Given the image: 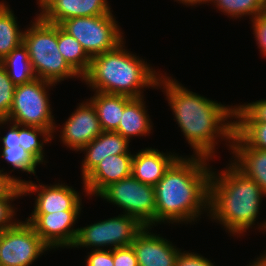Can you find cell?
Wrapping results in <instances>:
<instances>
[{
  "label": "cell",
  "instance_id": "277c9868",
  "mask_svg": "<svg viewBox=\"0 0 266 266\" xmlns=\"http://www.w3.org/2000/svg\"><path fill=\"white\" fill-rule=\"evenodd\" d=\"M125 43L91 58L90 68L82 77L89 89L131 98L145 96L146 88L156 89L160 70L128 51Z\"/></svg>",
  "mask_w": 266,
  "mask_h": 266
},
{
  "label": "cell",
  "instance_id": "74e56055",
  "mask_svg": "<svg viewBox=\"0 0 266 266\" xmlns=\"http://www.w3.org/2000/svg\"><path fill=\"white\" fill-rule=\"evenodd\" d=\"M247 266H266V252L263 251V254L255 258L253 262H251Z\"/></svg>",
  "mask_w": 266,
  "mask_h": 266
},
{
  "label": "cell",
  "instance_id": "cb8c5ba5",
  "mask_svg": "<svg viewBox=\"0 0 266 266\" xmlns=\"http://www.w3.org/2000/svg\"><path fill=\"white\" fill-rule=\"evenodd\" d=\"M58 49L68 64L83 77L89 70L91 58L80 42L58 25Z\"/></svg>",
  "mask_w": 266,
  "mask_h": 266
},
{
  "label": "cell",
  "instance_id": "4fadbf2b",
  "mask_svg": "<svg viewBox=\"0 0 266 266\" xmlns=\"http://www.w3.org/2000/svg\"><path fill=\"white\" fill-rule=\"evenodd\" d=\"M55 125V131L59 128L60 140L72 151L79 152L85 145L93 141L103 131L92 103L86 101L78 104L77 108L72 112L63 126Z\"/></svg>",
  "mask_w": 266,
  "mask_h": 266
},
{
  "label": "cell",
  "instance_id": "7c38bea8",
  "mask_svg": "<svg viewBox=\"0 0 266 266\" xmlns=\"http://www.w3.org/2000/svg\"><path fill=\"white\" fill-rule=\"evenodd\" d=\"M22 197L35 196L34 211L31 214H51L61 211H82L81 194L66 183L50 185L39 184L32 180L26 181L22 186ZM35 192V193H34ZM28 194V195H27ZM27 195V196H26Z\"/></svg>",
  "mask_w": 266,
  "mask_h": 266
},
{
  "label": "cell",
  "instance_id": "e0dca14e",
  "mask_svg": "<svg viewBox=\"0 0 266 266\" xmlns=\"http://www.w3.org/2000/svg\"><path fill=\"white\" fill-rule=\"evenodd\" d=\"M179 156L175 152L143 148L133 155L131 175L141 183L155 186Z\"/></svg>",
  "mask_w": 266,
  "mask_h": 266
},
{
  "label": "cell",
  "instance_id": "d6a6232c",
  "mask_svg": "<svg viewBox=\"0 0 266 266\" xmlns=\"http://www.w3.org/2000/svg\"><path fill=\"white\" fill-rule=\"evenodd\" d=\"M254 38L260 53L266 56V10L251 20Z\"/></svg>",
  "mask_w": 266,
  "mask_h": 266
},
{
  "label": "cell",
  "instance_id": "7a4b0ae2",
  "mask_svg": "<svg viewBox=\"0 0 266 266\" xmlns=\"http://www.w3.org/2000/svg\"><path fill=\"white\" fill-rule=\"evenodd\" d=\"M209 161L200 156L181 155L165 171L154 186L156 226L192 224L200 220L201 214L209 216V180L213 168Z\"/></svg>",
  "mask_w": 266,
  "mask_h": 266
},
{
  "label": "cell",
  "instance_id": "8d00e7d4",
  "mask_svg": "<svg viewBox=\"0 0 266 266\" xmlns=\"http://www.w3.org/2000/svg\"><path fill=\"white\" fill-rule=\"evenodd\" d=\"M5 125L8 127V132L6 131L4 136H0L2 146H20L19 125L6 119H0V128L3 129Z\"/></svg>",
  "mask_w": 266,
  "mask_h": 266
},
{
  "label": "cell",
  "instance_id": "e575fe53",
  "mask_svg": "<svg viewBox=\"0 0 266 266\" xmlns=\"http://www.w3.org/2000/svg\"><path fill=\"white\" fill-rule=\"evenodd\" d=\"M85 266H114L113 250H92L85 256Z\"/></svg>",
  "mask_w": 266,
  "mask_h": 266
},
{
  "label": "cell",
  "instance_id": "d4e9b609",
  "mask_svg": "<svg viewBox=\"0 0 266 266\" xmlns=\"http://www.w3.org/2000/svg\"><path fill=\"white\" fill-rule=\"evenodd\" d=\"M20 146L25 149L40 165H46L45 145L51 143L54 136L49 130L34 126L19 125ZM40 138V139H39ZM41 138H43L41 140Z\"/></svg>",
  "mask_w": 266,
  "mask_h": 266
},
{
  "label": "cell",
  "instance_id": "ac0fdd59",
  "mask_svg": "<svg viewBox=\"0 0 266 266\" xmlns=\"http://www.w3.org/2000/svg\"><path fill=\"white\" fill-rule=\"evenodd\" d=\"M129 141L116 131H103L93 141L85 145L79 152H84L81 165L82 180L109 155L131 153Z\"/></svg>",
  "mask_w": 266,
  "mask_h": 266
},
{
  "label": "cell",
  "instance_id": "3957f363",
  "mask_svg": "<svg viewBox=\"0 0 266 266\" xmlns=\"http://www.w3.org/2000/svg\"><path fill=\"white\" fill-rule=\"evenodd\" d=\"M224 170H211L209 180V219L224 226L229 236H243L257 223L266 232V221L256 222L266 194L231 162ZM217 172V173H216ZM259 214V215H258Z\"/></svg>",
  "mask_w": 266,
  "mask_h": 266
},
{
  "label": "cell",
  "instance_id": "83f0119b",
  "mask_svg": "<svg viewBox=\"0 0 266 266\" xmlns=\"http://www.w3.org/2000/svg\"><path fill=\"white\" fill-rule=\"evenodd\" d=\"M234 132L249 147L266 151V122H235Z\"/></svg>",
  "mask_w": 266,
  "mask_h": 266
},
{
  "label": "cell",
  "instance_id": "484cf974",
  "mask_svg": "<svg viewBox=\"0 0 266 266\" xmlns=\"http://www.w3.org/2000/svg\"><path fill=\"white\" fill-rule=\"evenodd\" d=\"M206 3L215 5L219 12L236 20L245 16H251L249 19L252 20L266 10V0H207Z\"/></svg>",
  "mask_w": 266,
  "mask_h": 266
},
{
  "label": "cell",
  "instance_id": "52a82bcc",
  "mask_svg": "<svg viewBox=\"0 0 266 266\" xmlns=\"http://www.w3.org/2000/svg\"><path fill=\"white\" fill-rule=\"evenodd\" d=\"M118 24L111 12L99 16L69 18L59 26L76 38L92 58L117 48L125 40Z\"/></svg>",
  "mask_w": 266,
  "mask_h": 266
},
{
  "label": "cell",
  "instance_id": "6da1fadb",
  "mask_svg": "<svg viewBox=\"0 0 266 266\" xmlns=\"http://www.w3.org/2000/svg\"><path fill=\"white\" fill-rule=\"evenodd\" d=\"M166 75V72L165 75L161 73L156 89L162 87L174 121L193 149L192 156L213 160L217 156L215 149H218L216 146L220 141H225L230 151L235 129V106L218 103L190 91L179 81Z\"/></svg>",
  "mask_w": 266,
  "mask_h": 266
},
{
  "label": "cell",
  "instance_id": "d6986e66",
  "mask_svg": "<svg viewBox=\"0 0 266 266\" xmlns=\"http://www.w3.org/2000/svg\"><path fill=\"white\" fill-rule=\"evenodd\" d=\"M230 162L246 177L254 180L266 194V151L249 147L235 132Z\"/></svg>",
  "mask_w": 266,
  "mask_h": 266
},
{
  "label": "cell",
  "instance_id": "5b68a950",
  "mask_svg": "<svg viewBox=\"0 0 266 266\" xmlns=\"http://www.w3.org/2000/svg\"><path fill=\"white\" fill-rule=\"evenodd\" d=\"M25 28L26 46L36 78L59 84L68 78L82 77L68 64L58 49V25L44 21L38 13Z\"/></svg>",
  "mask_w": 266,
  "mask_h": 266
},
{
  "label": "cell",
  "instance_id": "2e32d148",
  "mask_svg": "<svg viewBox=\"0 0 266 266\" xmlns=\"http://www.w3.org/2000/svg\"><path fill=\"white\" fill-rule=\"evenodd\" d=\"M133 154L109 155L83 179L85 197L96 196L104 187L131 176Z\"/></svg>",
  "mask_w": 266,
  "mask_h": 266
},
{
  "label": "cell",
  "instance_id": "ffe728a7",
  "mask_svg": "<svg viewBox=\"0 0 266 266\" xmlns=\"http://www.w3.org/2000/svg\"><path fill=\"white\" fill-rule=\"evenodd\" d=\"M144 98L146 97L131 98L126 103L118 128L115 130L129 141L133 137L150 136L153 131V123Z\"/></svg>",
  "mask_w": 266,
  "mask_h": 266
},
{
  "label": "cell",
  "instance_id": "f1b7e54d",
  "mask_svg": "<svg viewBox=\"0 0 266 266\" xmlns=\"http://www.w3.org/2000/svg\"><path fill=\"white\" fill-rule=\"evenodd\" d=\"M235 122H266V99L235 104Z\"/></svg>",
  "mask_w": 266,
  "mask_h": 266
},
{
  "label": "cell",
  "instance_id": "603a6c76",
  "mask_svg": "<svg viewBox=\"0 0 266 266\" xmlns=\"http://www.w3.org/2000/svg\"><path fill=\"white\" fill-rule=\"evenodd\" d=\"M0 64L6 69L9 78L16 86L29 83L36 78L27 48L23 43L14 48L0 61Z\"/></svg>",
  "mask_w": 266,
  "mask_h": 266
},
{
  "label": "cell",
  "instance_id": "9c48e42d",
  "mask_svg": "<svg viewBox=\"0 0 266 266\" xmlns=\"http://www.w3.org/2000/svg\"><path fill=\"white\" fill-rule=\"evenodd\" d=\"M135 217L119 214L90 225L78 227L73 248H92V250L131 246L136 235L144 228Z\"/></svg>",
  "mask_w": 266,
  "mask_h": 266
},
{
  "label": "cell",
  "instance_id": "8992f818",
  "mask_svg": "<svg viewBox=\"0 0 266 266\" xmlns=\"http://www.w3.org/2000/svg\"><path fill=\"white\" fill-rule=\"evenodd\" d=\"M52 86L56 87V84L39 78L17 85L6 120L18 125L47 129L54 134L56 122L48 93Z\"/></svg>",
  "mask_w": 266,
  "mask_h": 266
},
{
  "label": "cell",
  "instance_id": "4dcf8cb0",
  "mask_svg": "<svg viewBox=\"0 0 266 266\" xmlns=\"http://www.w3.org/2000/svg\"><path fill=\"white\" fill-rule=\"evenodd\" d=\"M21 177L9 175L8 172H4V169H0V199H18L22 194L21 186L26 182Z\"/></svg>",
  "mask_w": 266,
  "mask_h": 266
},
{
  "label": "cell",
  "instance_id": "4316f807",
  "mask_svg": "<svg viewBox=\"0 0 266 266\" xmlns=\"http://www.w3.org/2000/svg\"><path fill=\"white\" fill-rule=\"evenodd\" d=\"M0 158L2 157L10 167H13L11 171L8 172L9 175L12 171H21L27 174H32L36 176L37 166L40 165L25 149L21 146H2L0 148Z\"/></svg>",
  "mask_w": 266,
  "mask_h": 266
},
{
  "label": "cell",
  "instance_id": "9a60e30c",
  "mask_svg": "<svg viewBox=\"0 0 266 266\" xmlns=\"http://www.w3.org/2000/svg\"><path fill=\"white\" fill-rule=\"evenodd\" d=\"M39 16L46 22L59 25L75 17L110 14L111 5L107 0H39Z\"/></svg>",
  "mask_w": 266,
  "mask_h": 266
},
{
  "label": "cell",
  "instance_id": "ba28073f",
  "mask_svg": "<svg viewBox=\"0 0 266 266\" xmlns=\"http://www.w3.org/2000/svg\"><path fill=\"white\" fill-rule=\"evenodd\" d=\"M95 197L119 207L123 214L135 217L143 226L156 227L154 186L141 183L132 175L108 184Z\"/></svg>",
  "mask_w": 266,
  "mask_h": 266
},
{
  "label": "cell",
  "instance_id": "f546056e",
  "mask_svg": "<svg viewBox=\"0 0 266 266\" xmlns=\"http://www.w3.org/2000/svg\"><path fill=\"white\" fill-rule=\"evenodd\" d=\"M15 87L6 69L0 64V119H6L9 116Z\"/></svg>",
  "mask_w": 266,
  "mask_h": 266
},
{
  "label": "cell",
  "instance_id": "f35d334b",
  "mask_svg": "<svg viewBox=\"0 0 266 266\" xmlns=\"http://www.w3.org/2000/svg\"><path fill=\"white\" fill-rule=\"evenodd\" d=\"M174 1H177L178 3L186 5V6L188 5L189 7L190 6L197 7L196 5L200 6V4L206 5V2H207V0H174Z\"/></svg>",
  "mask_w": 266,
  "mask_h": 266
},
{
  "label": "cell",
  "instance_id": "30bf717a",
  "mask_svg": "<svg viewBox=\"0 0 266 266\" xmlns=\"http://www.w3.org/2000/svg\"><path fill=\"white\" fill-rule=\"evenodd\" d=\"M51 249L26 220L0 233V266H30Z\"/></svg>",
  "mask_w": 266,
  "mask_h": 266
},
{
  "label": "cell",
  "instance_id": "5bb4252c",
  "mask_svg": "<svg viewBox=\"0 0 266 266\" xmlns=\"http://www.w3.org/2000/svg\"><path fill=\"white\" fill-rule=\"evenodd\" d=\"M151 226H145L131 244L139 266H175L181 249L169 239L155 234Z\"/></svg>",
  "mask_w": 266,
  "mask_h": 266
},
{
  "label": "cell",
  "instance_id": "1f68e13d",
  "mask_svg": "<svg viewBox=\"0 0 266 266\" xmlns=\"http://www.w3.org/2000/svg\"><path fill=\"white\" fill-rule=\"evenodd\" d=\"M15 200L0 199V233L11 228L19 221L15 219L17 208L12 203Z\"/></svg>",
  "mask_w": 266,
  "mask_h": 266
},
{
  "label": "cell",
  "instance_id": "8fae6325",
  "mask_svg": "<svg viewBox=\"0 0 266 266\" xmlns=\"http://www.w3.org/2000/svg\"><path fill=\"white\" fill-rule=\"evenodd\" d=\"M81 211H61L51 214H30L26 221L36 234L51 249L71 248L76 240L78 228H74Z\"/></svg>",
  "mask_w": 266,
  "mask_h": 266
},
{
  "label": "cell",
  "instance_id": "7402d4cb",
  "mask_svg": "<svg viewBox=\"0 0 266 266\" xmlns=\"http://www.w3.org/2000/svg\"><path fill=\"white\" fill-rule=\"evenodd\" d=\"M7 4L0 2V61L23 43L24 30L19 29L17 17Z\"/></svg>",
  "mask_w": 266,
  "mask_h": 266
},
{
  "label": "cell",
  "instance_id": "836d02e7",
  "mask_svg": "<svg viewBox=\"0 0 266 266\" xmlns=\"http://www.w3.org/2000/svg\"><path fill=\"white\" fill-rule=\"evenodd\" d=\"M175 266H215L211 260L205 258L201 254L180 250Z\"/></svg>",
  "mask_w": 266,
  "mask_h": 266
},
{
  "label": "cell",
  "instance_id": "44dd1931",
  "mask_svg": "<svg viewBox=\"0 0 266 266\" xmlns=\"http://www.w3.org/2000/svg\"><path fill=\"white\" fill-rule=\"evenodd\" d=\"M88 100L94 106L102 131H115L118 128L126 103L131 97L93 91Z\"/></svg>",
  "mask_w": 266,
  "mask_h": 266
},
{
  "label": "cell",
  "instance_id": "d590c367",
  "mask_svg": "<svg viewBox=\"0 0 266 266\" xmlns=\"http://www.w3.org/2000/svg\"><path fill=\"white\" fill-rule=\"evenodd\" d=\"M114 266H139L132 246L113 249Z\"/></svg>",
  "mask_w": 266,
  "mask_h": 266
}]
</instances>
